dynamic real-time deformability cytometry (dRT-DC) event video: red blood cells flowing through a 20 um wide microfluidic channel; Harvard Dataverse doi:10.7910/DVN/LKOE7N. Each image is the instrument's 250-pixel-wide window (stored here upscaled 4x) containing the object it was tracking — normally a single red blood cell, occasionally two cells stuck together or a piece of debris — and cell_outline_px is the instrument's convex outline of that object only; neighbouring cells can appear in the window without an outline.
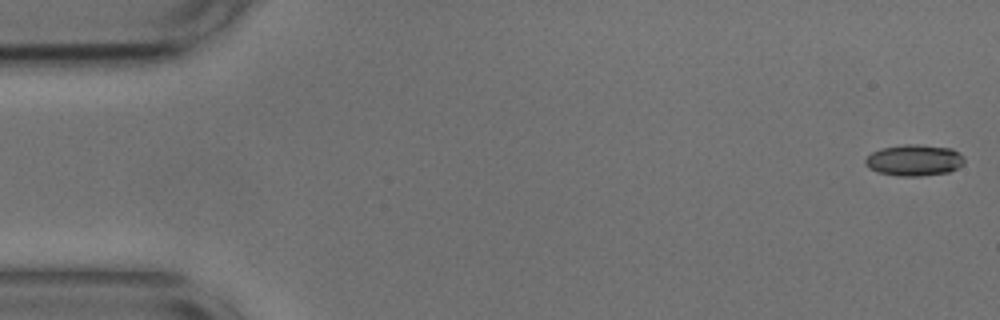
{"species": "common noctule bat (a hibernating species)", "species_latin": "Nyctalus noctula", "temperature_condition": "cold", "stored_images_in_passage": 54, "camera_frame_rate_fps": 3000, "um_per_image_px": 0.085, "animal": {"sex": "male", "body_mass_g": 17.9, "forearm_length_mm": 54.2}, "frame": {"image": 1, "passage_image": 1, "time_ms": 0.0, "image_size_px": [1000, 320], "cell_outline_px": [[964, 164], [948, 172], [920, 176], [900, 176], [876, 172], [868, 168], [864, 164], [864, 160], [872, 152], [880, 148], [904, 144], [916, 144], [952, 148], [964, 156]], "centroid_in_image_um": [77.68, 13.61], "position_along_channel_um": 7.3, "area_um2": 18.21}}
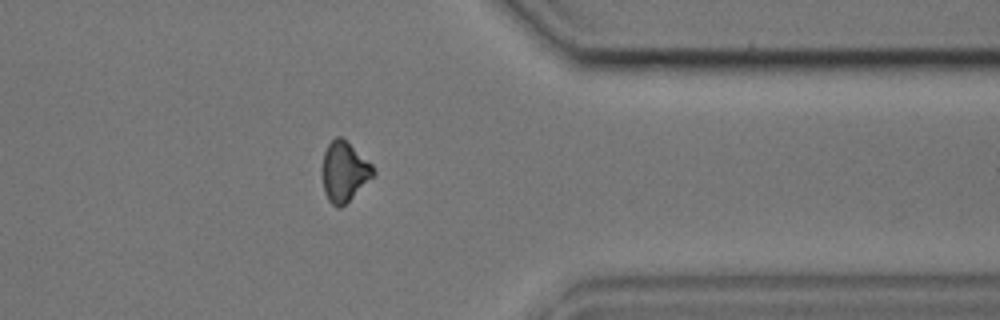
{"frame": {"image": 2, "passage_image": 43, "time_ms": 14.0, "image_size_px": [1000, 320], "cell_outline_px": [[376, 172], [340, 208], [336, 208], [328, 200], [324, 192], [320, 168], [324, 152], [328, 144], [336, 136], [340, 136], [372, 164]], "centroid_in_image_um": [29.2, 14.58], "position_along_channel_um": 382.2, "area_um2": 17.63}}
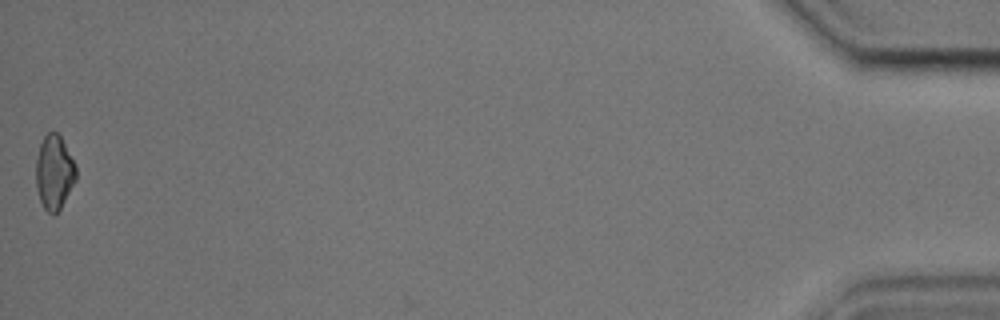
{"frame": {"image": 3, "passage_image": 54, "time_ms": 17.667, "image_size_px": [1000, 320], "cell_outline_px": [[76, 180], [60, 208], [52, 216], [44, 208], [40, 200], [36, 184], [36, 160], [40, 144], [44, 136], [48, 132], [56, 132], [60, 136], [76, 164]], "centroid_in_image_um": [4.61, 14.64], "position_along_channel_um": 430.6, "area_um2": 17.22}, "authors_computed_cell_mechanics": {"area_um2": 18.1781, "velocity_mm_per_s": 3.6758, "shape_relaxation_time_tau1_ms": 6.1299, "shape_relaxation_time_tau2_ms": 5.5227, "deformation_change_tau1": 0.1612, "deformation_change_tau2": 0.1198}}